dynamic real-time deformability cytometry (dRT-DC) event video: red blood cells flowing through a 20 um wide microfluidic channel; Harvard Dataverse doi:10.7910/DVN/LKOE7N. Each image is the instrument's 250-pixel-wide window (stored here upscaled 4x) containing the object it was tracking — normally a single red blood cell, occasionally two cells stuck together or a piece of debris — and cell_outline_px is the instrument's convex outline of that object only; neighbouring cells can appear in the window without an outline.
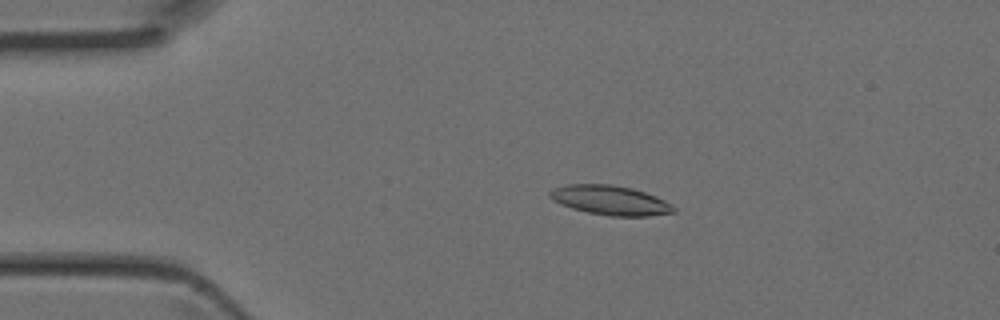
{"species": "Egyptian fruit bat (a non-hibernating species)", "species_latin": "Rousettus aegyptiacus", "temperature_condition": "room temperature", "stored_images_in_passage": 43, "camera_frame_rate_fps": 3000, "um_per_image_px": 0.085, "animal": {"sex": "female"}, "frame": {"image": 1, "passage_image": 8, "time_ms": 2.333, "image_size_px": [1000, 320], "cell_outline_px": [[676, 212], [648, 216], [608, 216], [588, 212], [572, 208], [552, 200], [548, 196], [548, 192], [552, 188], [568, 184], [612, 184], [632, 188], [656, 196], [664, 200], [676, 208]], "centroid_in_image_um": [51.86, 17.02], "position_along_channel_um": 33.1, "area_um2": 21.33}}
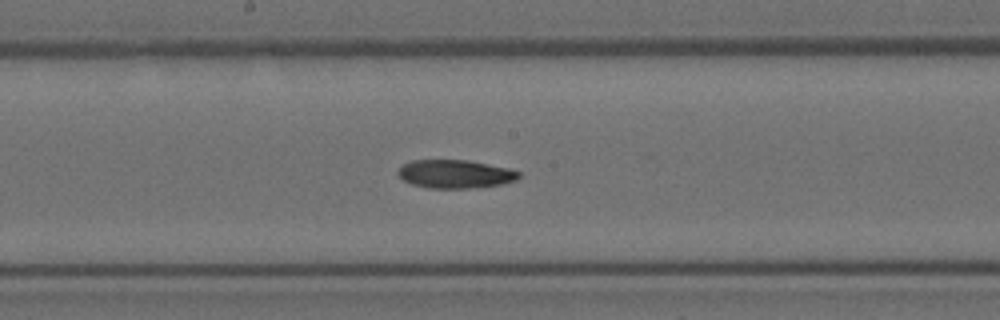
{"frame": {"image": 2, "passage_image": 22, "time_ms": 7.0, "image_size_px": [1000, 320], "cell_outline_px": [[520, 176], [516, 180], [504, 184], [472, 188], [428, 188], [412, 184], [404, 180], [396, 172], [404, 164], [412, 160], [468, 160], [508, 168], [520, 172]], "centroid_in_image_um": [38.71, 14.79], "position_along_channel_um": 209.5, "area_um2": 19.94}}
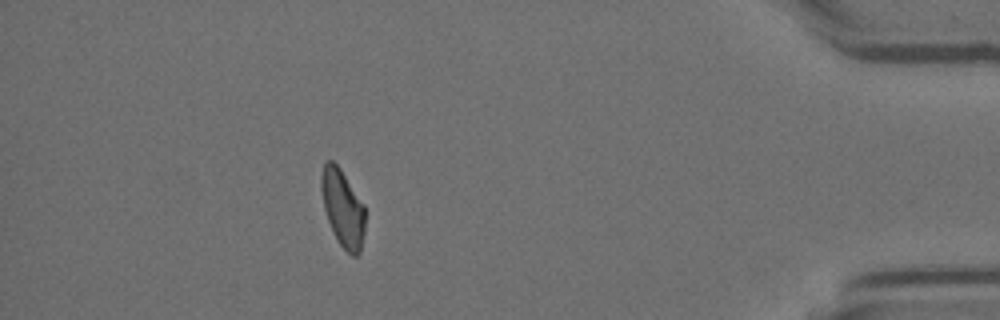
{"frame": {"image": 3, "passage_image": 38, "time_ms": 12.333, "image_size_px": [1000, 320], "cell_outline_px": [[364, 232], [360, 252], [356, 256], [352, 256], [340, 244], [328, 220], [324, 208], [320, 188], [320, 176], [324, 164], [328, 160], [332, 160], [340, 168], [364, 204]], "centroid_in_image_um": [29.12, 17.66], "position_along_channel_um": 406.1, "area_um2": 19.48}}